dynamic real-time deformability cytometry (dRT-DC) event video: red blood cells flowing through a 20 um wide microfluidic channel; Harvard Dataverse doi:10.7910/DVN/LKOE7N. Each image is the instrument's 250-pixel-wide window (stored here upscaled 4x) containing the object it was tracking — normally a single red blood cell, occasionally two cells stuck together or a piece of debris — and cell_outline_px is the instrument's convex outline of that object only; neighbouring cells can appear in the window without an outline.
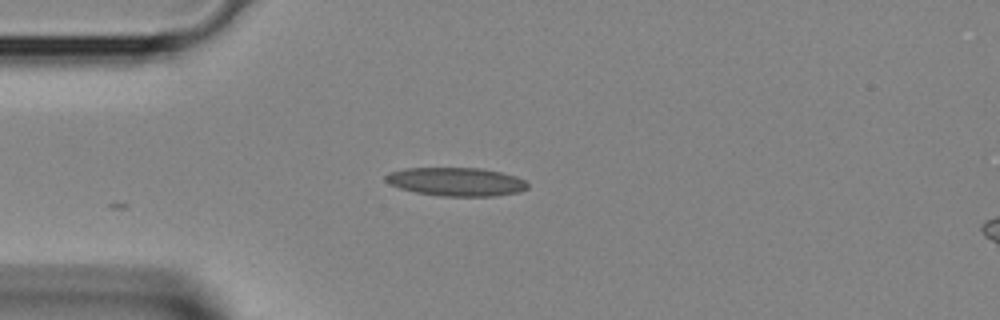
{"species": "Egyptian fruit bat (a non-hibernating species)", "species_latin": "Rousettus aegyptiacus", "temperature_condition": "room temperature", "stored_images_in_passage": 11, "camera_frame_rate_fps": 3000, "um_per_image_px": 0.085, "animal": {"sex": "female"}, "frame": {"image": 1, "passage_image": 1, "time_ms": 0.0, "image_size_px": [1000, 320], "cell_outline_px": [[528, 188], [520, 192], [496, 196], [440, 196], [416, 192], [400, 188], [384, 180], [384, 176], [388, 172], [404, 168], [480, 168], [500, 172], [516, 176], [524, 180], [528, 184]], "centroid_in_image_um": [38.78, 15.45], "position_along_channel_um": 46.2, "area_um2": 23.64}}
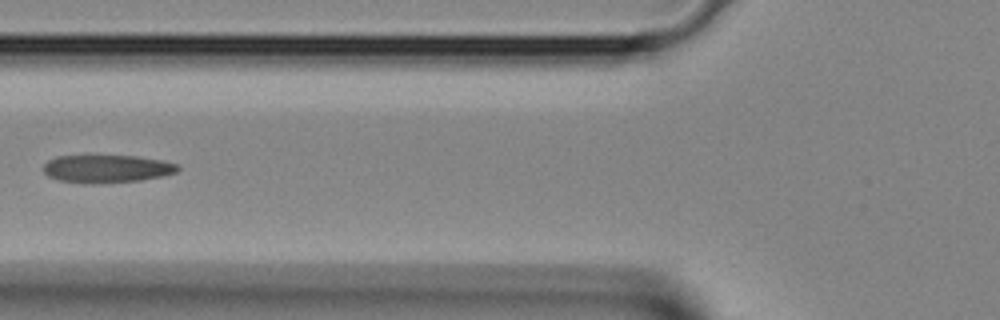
{"frame": {"image": 2, "passage_image": 6, "time_ms": 1.667, "image_size_px": [1000, 320], "cell_outline_px": [[180, 168], [176, 172], [160, 176], [140, 180], [88, 184], [84, 184], [60, 180], [48, 176], [44, 172], [44, 164], [48, 160], [56, 156], [140, 156], [164, 160], [180, 164]], "centroid_in_image_um": [9.1, 14.34], "position_along_channel_um": 116.7, "area_um2": 21.85}}
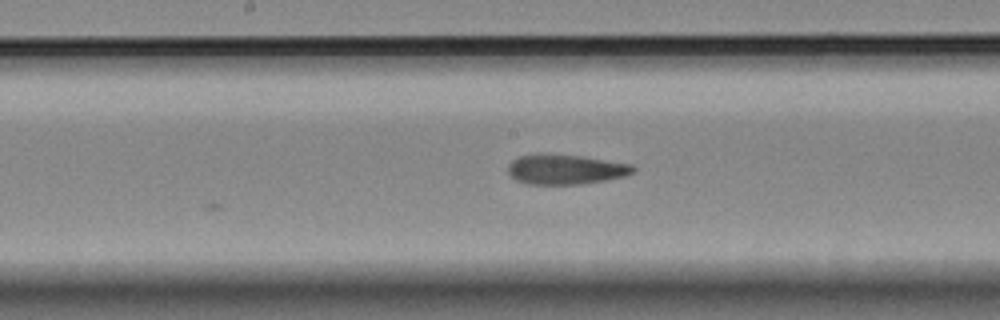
{"frame": {"image": 3, "passage_image": 11, "time_ms": 3.333, "image_size_px": [1000, 320], "cell_outline_px": [[636, 168], [632, 172], [624, 176], [604, 180], [580, 184], [532, 184], [516, 180], [508, 172], [508, 164], [516, 156], [536, 152], [548, 152], [584, 156], [632, 164]], "centroid_in_image_um": [48.02, 14.35], "position_along_channel_um": 200.2, "area_um2": 22.25}}